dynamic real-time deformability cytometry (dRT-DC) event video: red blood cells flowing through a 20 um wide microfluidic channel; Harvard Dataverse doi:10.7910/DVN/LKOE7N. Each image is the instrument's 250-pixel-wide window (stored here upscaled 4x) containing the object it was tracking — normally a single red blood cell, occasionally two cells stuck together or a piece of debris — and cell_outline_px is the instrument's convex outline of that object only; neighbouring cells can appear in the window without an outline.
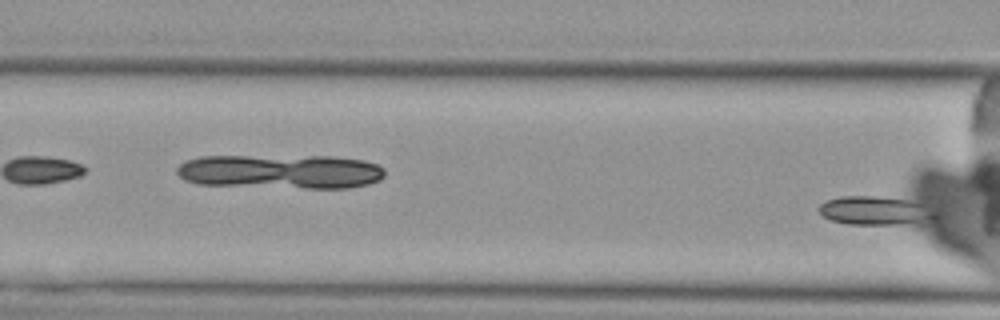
{"species": "Egyptian fruit bat (a non-hibernating species)", "species_latin": "Rousettus aegyptiacus", "temperature_condition": "cold", "stored_images_in_passage": 3, "camera_frame_rate_fps": 3000, "um_per_image_px": 0.085, "animal": {"sex": "female"}, "frame": {"image": 1, "passage_image": 3, "time_ms": 2.333, "image_size_px": [1000, 320], "cell_outline_px": [[936, 216], [920, 228], [908, 228], [848, 224], [828, 220], [816, 208], [820, 204], [828, 200], [840, 196], [876, 196], [908, 200], [936, 212]], "centroid_in_image_um": [74.47, 18.0], "position_along_channel_um": 92.1, "area_um2": 20.81}}